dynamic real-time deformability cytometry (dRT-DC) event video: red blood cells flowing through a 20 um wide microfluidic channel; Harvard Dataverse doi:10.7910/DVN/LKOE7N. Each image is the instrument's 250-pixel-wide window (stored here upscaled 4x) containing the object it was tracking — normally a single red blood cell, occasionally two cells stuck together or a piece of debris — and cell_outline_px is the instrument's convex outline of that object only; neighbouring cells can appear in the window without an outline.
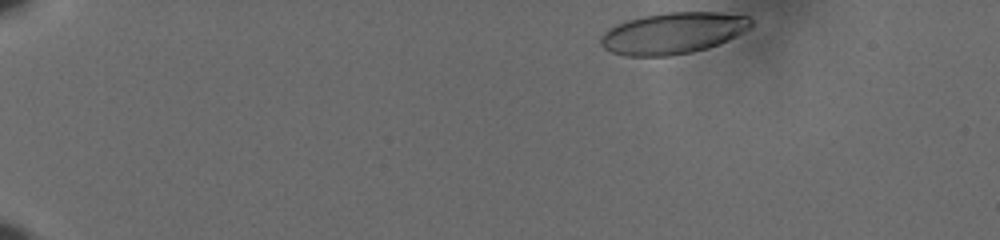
{"species": "human", "species_latin": "Homo sapiens", "temperature_condition": "cold", "stored_images_in_passage": 44, "camera_frame_rate_fps": 3000, "um_per_image_px": 0.085, "donor": {"sex": "male"}, "frame": {"image": 1, "passage_image": 1, "time_ms": 0.0, "image_size_px": [1000, 240], "cell_outline_px": [[752, 24], [748, 28], [708, 48], [692, 52], [668, 56], [624, 56], [612, 52], [604, 48], [600, 44], [600, 36], [608, 28], [616, 24], [628, 20], [644, 16], [664, 12], [720, 12], [748, 16], [752, 20]], "centroid_in_image_um": [57.13, 2.81], "position_along_channel_um": 27.9, "area_um2": 36.01}}
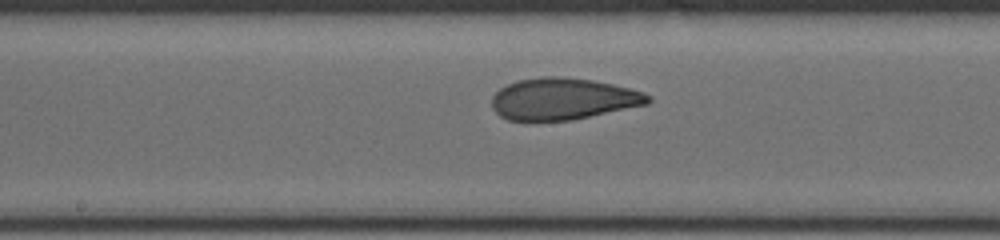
{"frame": {"image": 2, "passage_image": 25, "time_ms": 8.0, "image_size_px": [1000, 240], "cell_outline_px": [[652, 100], [648, 104], [572, 120], [508, 120], [500, 116], [492, 108], [492, 96], [500, 88], [516, 80], [540, 76], [560, 76], [592, 80], [612, 84], [644, 92], [652, 96]], "centroid_in_image_um": [47.85, 8.39], "position_along_channel_um": 200.3, "area_um2": 38.03}}
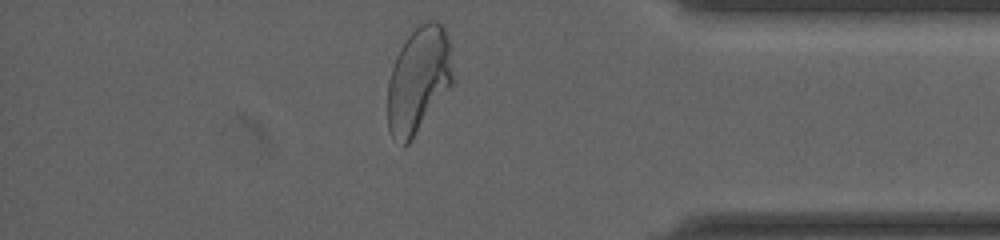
{"frame": {"image": 3, "passage_image": 43, "time_ms": 14.0, "image_size_px": [1000, 240], "cell_outline_px": [[452, 84], [412, 140], [404, 148], [388, 132], [388, 80], [396, 56], [400, 48], [408, 36], [420, 24], [428, 20], [436, 20], [444, 28], [448, 36], [452, 72]], "centroid_in_image_um": [35.55, 6.82], "position_along_channel_um": 399.6, "area_um2": 40.11}, "authors_computed_cell_mechanics": {"area_um2": 38.2058, "velocity_mm_per_s": 3.6139, "shape_relaxation_time_tau1_ms": 7.7252, "shape_relaxation_time_tau2_ms": 0.9884, "deformation_change_tau1": 0.2171, "deformation_change_tau2": 0.0709}}